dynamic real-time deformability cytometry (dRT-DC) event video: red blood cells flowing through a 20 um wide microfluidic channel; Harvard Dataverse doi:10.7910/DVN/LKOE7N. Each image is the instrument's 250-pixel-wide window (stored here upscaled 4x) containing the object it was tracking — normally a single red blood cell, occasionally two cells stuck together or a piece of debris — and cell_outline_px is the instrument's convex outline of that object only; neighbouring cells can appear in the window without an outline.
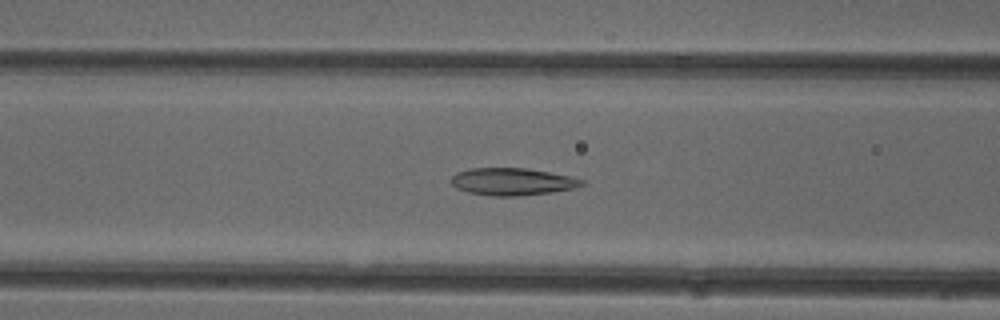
{"species": "common noctule bat (a hibernating species)", "species_latin": "Nyctalus noctula", "temperature_condition": "cold", "stored_images_in_passage": 51, "camera_frame_rate_fps": 3000, "um_per_image_px": 0.085, "animal": {"sex": "female"}, "frame": {"image": 1, "passage_image": 20, "time_ms": 6.333, "image_size_px": [1000, 320], "cell_outline_px": [[584, 184], [572, 188], [552, 192], [516, 196], [488, 196], [468, 192], [456, 188], [448, 180], [456, 172], [472, 168], [524, 168], [548, 172], [568, 176], [584, 180]], "centroid_in_image_um": [43.47, 15.44], "position_along_channel_um": 123.1, "area_um2": 20.69}}
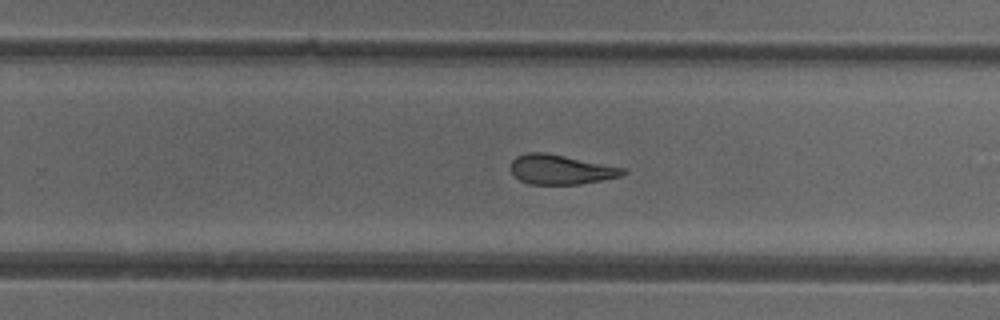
{"frame": {"image": 2, "passage_image": 32, "time_ms": 10.333, "image_size_px": [1000, 320], "cell_outline_px": [[628, 172], [620, 176], [580, 184], [528, 184], [520, 180], [508, 168], [512, 160], [516, 156], [528, 152], [548, 152], [624, 168]], "centroid_in_image_um": [47.62, 14.39], "position_along_channel_um": 282.2, "area_um2": 19.42}}
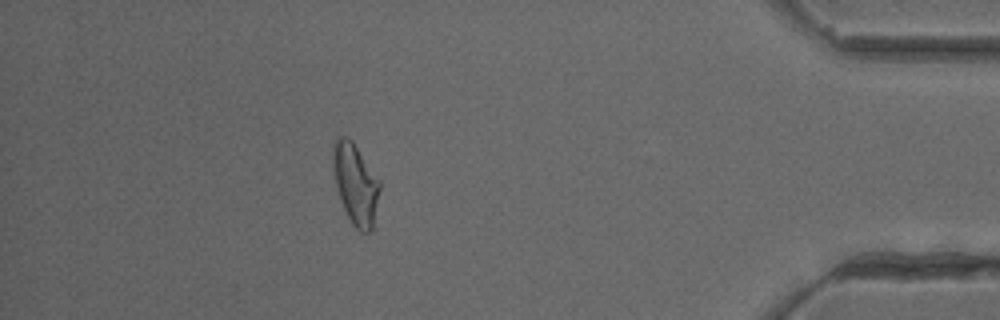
{"frame": {"image": 3, "passage_image": 45, "time_ms": 14.667, "image_size_px": [1000, 320], "cell_outline_px": [[380, 188], [372, 232], [360, 232], [352, 224], [340, 200], [336, 188], [332, 156], [332, 144], [340, 136], [348, 136], [352, 140], [380, 180]], "centroid_in_image_um": [30.22, 15.63], "position_along_channel_um": 405.0, "area_um2": 22.08}, "authors_computed_cell_mechanics": {"area_um2": 21.7906, "velocity_mm_per_s": 3.9802, "shape_relaxation_time_tau1_ms": null, "shape_relaxation_time_tau2_ms": 4.0058, "deformation_change_tau1": null, "deformation_change_tau2": 0.1125}}